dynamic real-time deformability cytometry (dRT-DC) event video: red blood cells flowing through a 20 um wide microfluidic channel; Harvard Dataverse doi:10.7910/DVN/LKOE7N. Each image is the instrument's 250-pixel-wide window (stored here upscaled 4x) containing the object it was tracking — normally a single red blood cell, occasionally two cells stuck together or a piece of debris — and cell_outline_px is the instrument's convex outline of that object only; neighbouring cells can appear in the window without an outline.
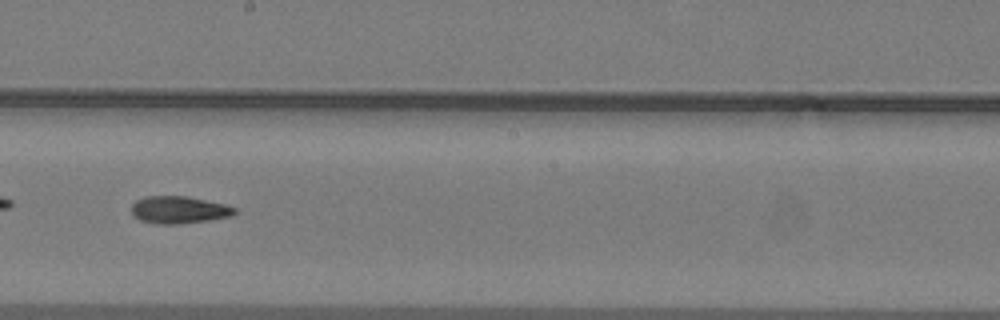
{"species": "common noctule bat (a hibernating species)", "species_latin": "Nyctalus noctula", "temperature_condition": "warm", "stored_images_in_passage": 26, "camera_frame_rate_fps": 3000, "um_per_image_px": 0.085, "animal": {"sex": "male", "body_mass_g": 19.2, "forearm_length_mm": 51.8}, "frame": {"image": 1, "passage_image": 12, "time_ms": 3.667, "image_size_px": [1000, 320], "cell_outline_px": [[236, 212], [232, 216], [208, 220], [176, 224], [160, 224], [140, 220], [132, 216], [132, 204], [136, 200], [144, 196], [188, 196], [224, 204], [236, 208]], "centroid_in_image_um": [15.19, 17.83], "position_along_channel_um": 233.0, "area_um2": 16.42}}
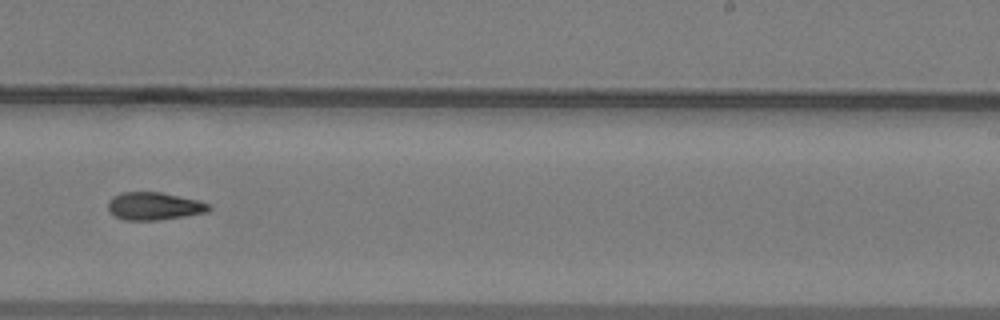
{"frame": {"image": 2, "passage_image": 15, "time_ms": 4.667, "image_size_px": [1000, 320], "cell_outline_px": [[212, 208], [208, 212], [160, 220], [124, 220], [116, 216], [108, 208], [108, 204], [112, 196], [120, 192], [160, 192], [196, 200], [212, 204]], "centroid_in_image_um": [13.12, 17.52], "position_along_channel_um": 275.9, "area_um2": 16.24}}